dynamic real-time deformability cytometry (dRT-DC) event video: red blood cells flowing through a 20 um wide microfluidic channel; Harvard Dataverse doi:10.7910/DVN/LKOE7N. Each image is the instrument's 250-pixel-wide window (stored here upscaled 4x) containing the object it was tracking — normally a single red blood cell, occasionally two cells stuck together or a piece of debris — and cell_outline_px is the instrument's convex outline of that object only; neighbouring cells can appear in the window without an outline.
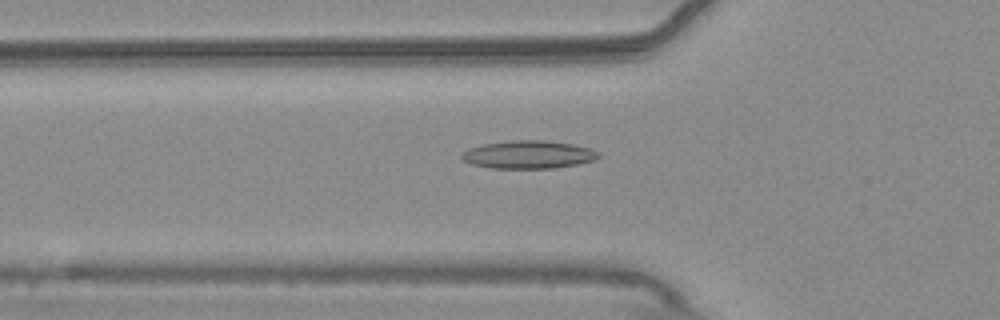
{"species": "common noctule bat (a hibernating species)", "species_latin": "Nyctalus noctula", "temperature_condition": "warm", "stored_images_in_passage": 39, "camera_frame_rate_fps": 3000, "um_per_image_px": 0.085, "animal": {"sex": "male", "body_mass_g": 20.4}, "frame": {"image": 1, "passage_image": 7, "time_ms": 2.0, "image_size_px": [1000, 320], "cell_outline_px": [[600, 156], [596, 160], [576, 164], [552, 168], [492, 168], [472, 164], [464, 160], [460, 156], [468, 148], [484, 144], [512, 140], [544, 140], [572, 144], [592, 148], [600, 152]], "centroid_in_image_um": [44.96, 13.13], "position_along_channel_um": 80.8, "area_um2": 22.25}}
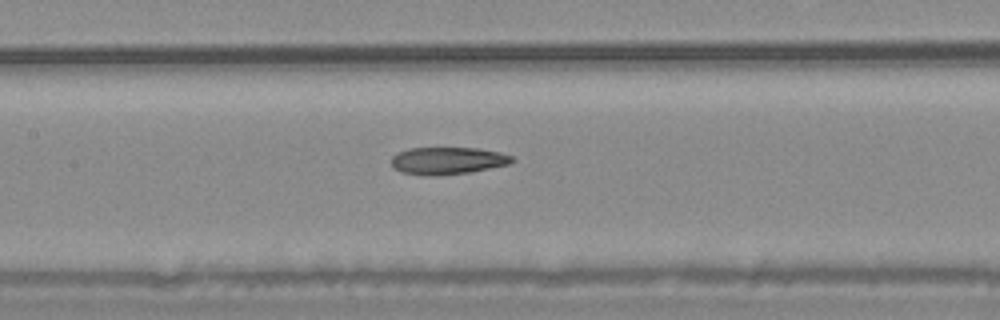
{"frame": {"image": 2, "passage_image": 14, "time_ms": 4.333, "image_size_px": [1000, 320], "cell_outline_px": [[516, 160], [508, 164], [472, 172], [440, 176], [424, 176], [400, 172], [392, 164], [392, 156], [396, 152], [408, 148], [480, 148], [500, 152], [512, 156]], "centroid_in_image_um": [38.05, 13.66], "position_along_channel_um": 169.4, "area_um2": 19.48}}
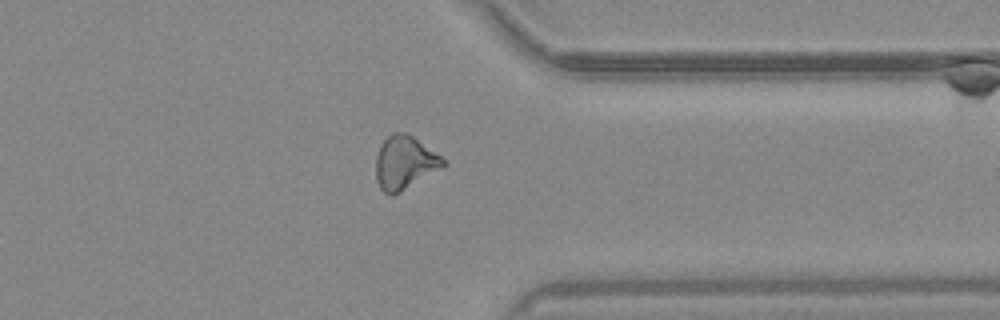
{"frame": {"image": 3, "passage_image": 31, "time_ms": 10.0, "image_size_px": [1000, 320], "cell_outline_px": [[448, 164], [400, 192], [392, 196], [384, 192], [380, 188], [376, 180], [376, 156], [384, 140], [388, 136], [396, 132], [404, 132], [412, 136], [448, 160]], "centroid_in_image_um": [34.41, 13.83], "position_along_channel_um": 377.0, "area_um2": 20.81}, "authors_computed_cell_mechanics": {"area_um2": 19.7098, "velocity_mm_per_s": 3.7465, "shape_relaxation_time_tau1_ms": null, "shape_relaxation_time_tau2_ms": 2.8612, "deformation_change_tau1": null, "deformation_change_tau2": 0.1142}}